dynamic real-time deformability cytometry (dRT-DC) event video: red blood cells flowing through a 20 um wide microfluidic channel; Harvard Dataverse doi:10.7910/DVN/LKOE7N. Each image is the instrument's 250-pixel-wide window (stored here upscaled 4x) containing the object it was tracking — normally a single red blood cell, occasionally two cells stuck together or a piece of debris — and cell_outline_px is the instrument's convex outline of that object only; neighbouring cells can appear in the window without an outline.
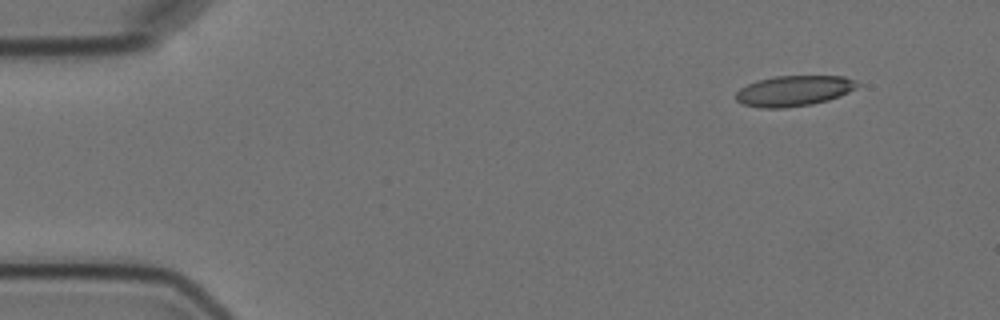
{"species": "Egyptian fruit bat (a non-hibernating species)", "species_latin": "Rousettus aegyptiacus", "temperature_condition": "cold", "stored_images_in_passage": 4, "camera_frame_rate_fps": 3000, "um_per_image_px": 0.085, "animal": {"sex": "female"}, "frame": {"image": 1, "passage_image": 1, "time_ms": 0.0, "image_size_px": [1000, 320], "cell_outline_px": [[860, 84], [856, 88], [840, 96], [828, 100], [812, 104], [784, 108], [760, 108], [744, 104], [736, 100], [736, 92], [740, 88], [748, 84], [760, 80], [776, 76], [844, 76], [856, 80]], "centroid_in_image_um": [67.5, 7.72], "position_along_channel_um": 17.5, "area_um2": 21.56}}
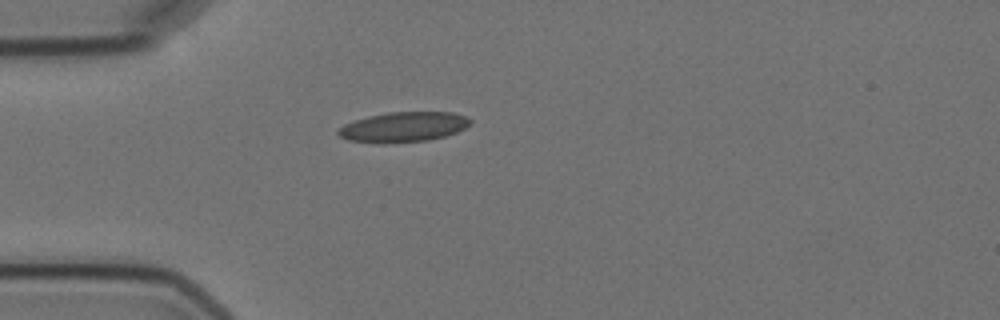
{"frame": {"image": 2, "passage_image": 4, "time_ms": 3.333, "image_size_px": [1000, 320], "cell_outline_px": [[472, 120], [464, 128], [456, 132], [444, 136], [428, 140], [384, 144], [376, 144], [348, 140], [340, 136], [336, 132], [344, 124], [368, 116], [388, 112], [452, 112], [468, 116]], "centroid_in_image_um": [34.28, 10.8], "position_along_channel_um": 50.7, "area_um2": 23.24}}